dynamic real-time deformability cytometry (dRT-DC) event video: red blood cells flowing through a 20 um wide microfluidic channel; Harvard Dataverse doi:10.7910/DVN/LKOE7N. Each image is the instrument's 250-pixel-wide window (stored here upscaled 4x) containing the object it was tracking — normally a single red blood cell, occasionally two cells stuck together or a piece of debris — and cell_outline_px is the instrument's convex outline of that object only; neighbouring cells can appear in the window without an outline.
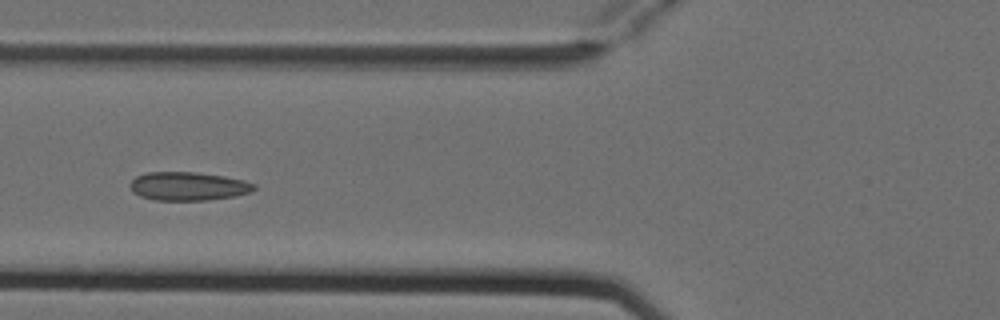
{"species": "Egyptian fruit bat (a non-hibernating species)", "species_latin": "Rousettus aegyptiacus", "temperature_condition": "cold", "stored_images_in_passage": 9, "camera_frame_rate_fps": 3000, "um_per_image_px": 0.085, "animal": {"sex": "female"}, "frame": {"image": 1, "passage_image": 6, "time_ms": 1.667, "image_size_px": [1000, 320], "cell_outline_px": [[256, 188], [252, 192], [232, 196], [208, 200], [156, 200], [140, 196], [132, 192], [128, 184], [136, 176], [148, 172], [196, 172], [224, 176], [244, 180], [256, 184]], "centroid_in_image_um": [15.99, 15.82], "position_along_channel_um": 109.8, "area_um2": 20.69}}
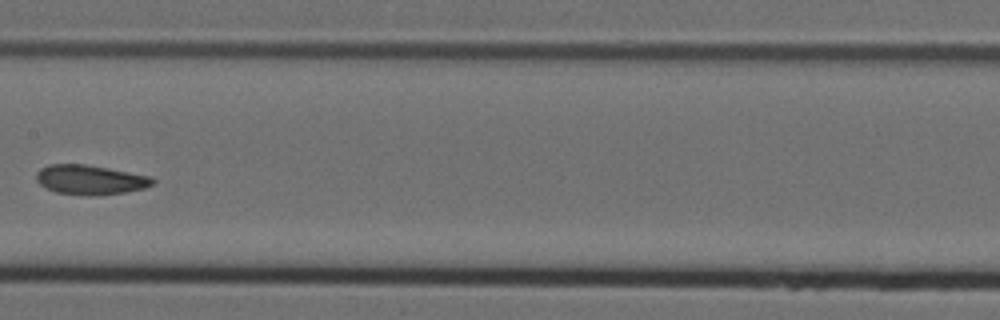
{"frame": {"image": 2, "passage_image": 8, "time_ms": 2.333, "image_size_px": [1000, 320], "cell_outline_px": [[156, 180], [152, 184], [144, 188], [124, 192], [96, 196], [88, 196], [56, 192], [40, 184], [36, 180], [36, 172], [40, 168], [48, 164], [84, 164], [108, 168], [152, 176]], "centroid_in_image_um": [7.67, 15.27], "position_along_channel_um": 199.7, "area_um2": 20.11}}
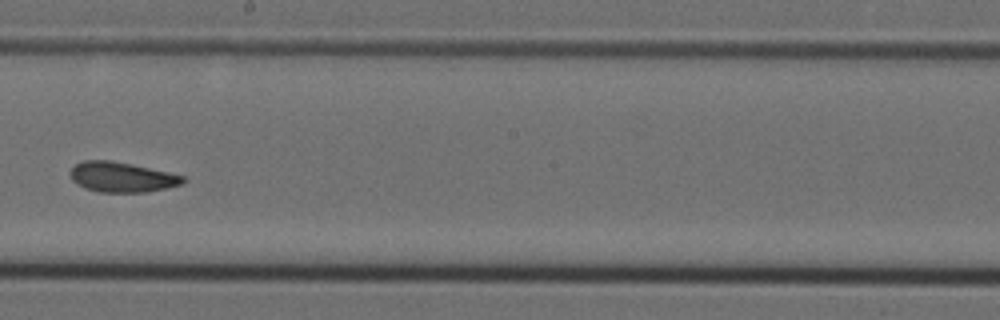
{"frame": {"image": 3, "passage_image": 9, "time_ms": 2.667, "image_size_px": [1000, 320], "cell_outline_px": [[188, 180], [184, 184], [144, 192], [96, 192], [84, 188], [76, 184], [72, 180], [72, 168], [76, 164], [84, 160], [108, 160], [168, 172], [184, 176]], "centroid_in_image_um": [10.36, 15.07], "position_along_channel_um": 237.8, "area_um2": 19.54}}